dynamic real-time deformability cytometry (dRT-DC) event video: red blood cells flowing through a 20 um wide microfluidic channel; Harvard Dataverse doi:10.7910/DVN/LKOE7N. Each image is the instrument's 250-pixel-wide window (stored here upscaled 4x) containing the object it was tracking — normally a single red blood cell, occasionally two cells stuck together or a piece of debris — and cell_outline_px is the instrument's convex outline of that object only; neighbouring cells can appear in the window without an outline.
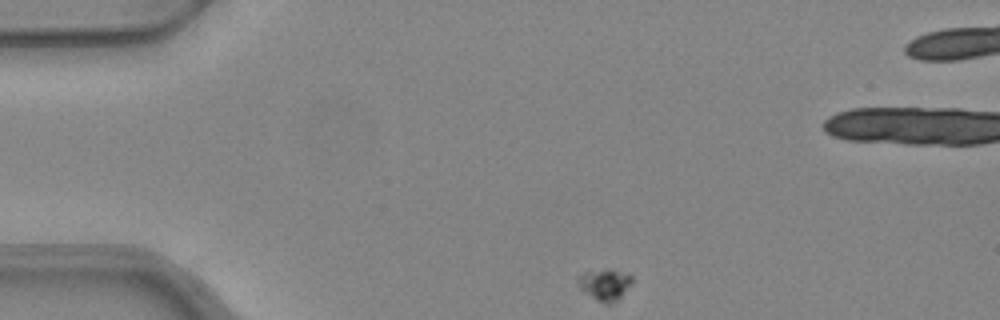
{"species": "common noctule bat (a hibernating species)", "species_latin": "Nyctalus noctula", "temperature_condition": "warm", "stored_images_in_passage": 45, "camera_frame_rate_fps": 3000, "um_per_image_px": 0.085, "animal": {"sex": "female", "body_mass_g": 24.6, "forearm_length_mm": 56.2}, "frame": {"image": 1, "passage_image": 1, "time_ms": 0.0, "image_size_px": [1000, 320], "cell_outline_px": [[632, 284], [612, 304], [604, 304], [596, 300], [580, 288], [576, 284], [576, 280], [580, 272], [604, 268], [612, 268], [632, 276]], "centroid_in_image_um": [51.37, 24.15], "position_along_channel_um": 33.6, "area_um2": 10.17}}
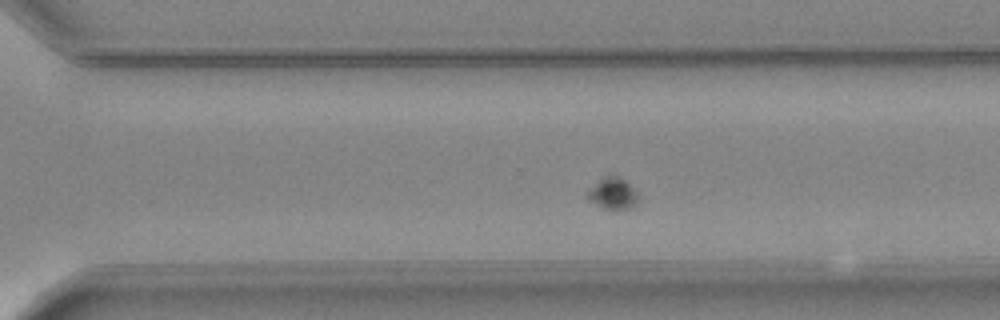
{"frame": {"image": 2, "passage_image": 28, "time_ms": 9.0, "image_size_px": [1000, 320], "cell_outline_px": [[640, 200], [632, 208], [612, 212], [608, 212], [588, 200], [584, 196], [584, 192], [588, 188], [604, 176], [612, 172], [616, 172], [640, 192]], "centroid_in_image_um": [52.1, 16.45], "position_along_channel_um": 318.5, "area_um2": 10.64}}
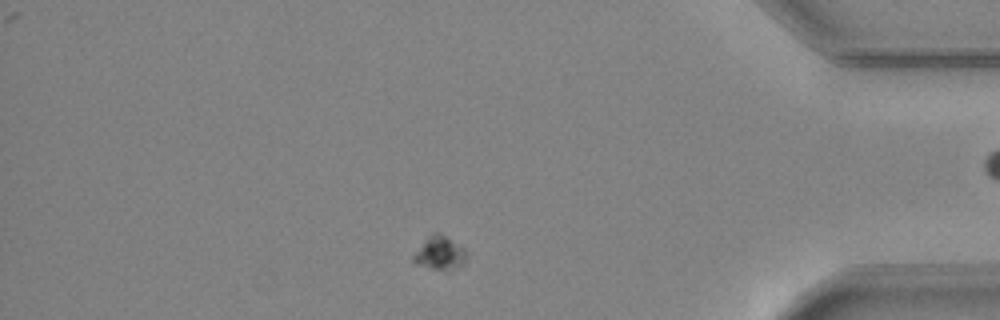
{"frame": {"image": 3, "passage_image": 37, "time_ms": 12.0, "image_size_px": [1000, 320], "cell_outline_px": [[468, 256], [464, 264], [448, 268], [432, 268], [416, 264], [412, 260], [412, 256], [424, 240], [432, 232], [440, 232], [464, 248], [468, 252]], "centroid_in_image_um": [37.38, 21.46], "position_along_channel_um": 397.8, "area_um2": 10.17}}